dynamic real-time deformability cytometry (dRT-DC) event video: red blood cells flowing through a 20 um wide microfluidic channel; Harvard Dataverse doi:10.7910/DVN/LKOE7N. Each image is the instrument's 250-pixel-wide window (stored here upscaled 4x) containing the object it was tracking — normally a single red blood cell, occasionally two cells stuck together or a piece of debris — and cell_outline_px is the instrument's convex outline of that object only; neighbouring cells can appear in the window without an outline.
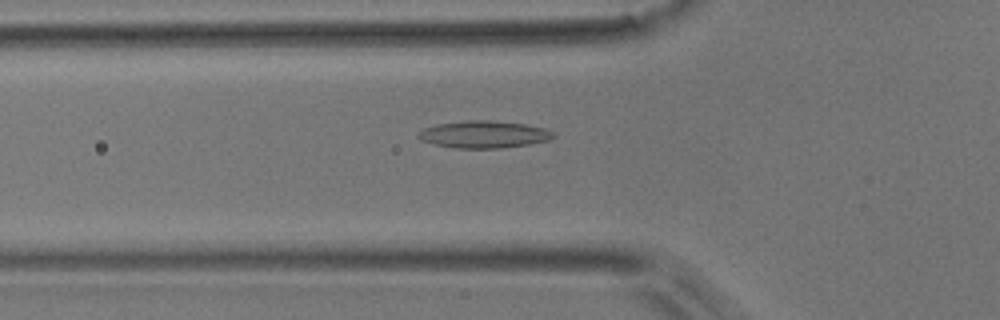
{"species": "common noctule bat (a hibernating species)", "species_latin": "Nyctalus noctula", "temperature_condition": "room temperature", "stored_images_in_passage": 53, "camera_frame_rate_fps": 3000, "um_per_image_px": 0.085, "animal": {"sex": "male", "body_mass_g": 17.9}, "frame": {"image": 1, "passage_image": 18, "time_ms": 5.667, "image_size_px": [1000, 320], "cell_outline_px": [[556, 136], [548, 140], [528, 144], [500, 148], [456, 148], [432, 144], [420, 140], [420, 132], [424, 128], [436, 124], [468, 120], [488, 120], [524, 124], [544, 128], [552, 132]], "centroid_in_image_um": [41.12, 11.42], "position_along_channel_um": 84.7, "area_um2": 21.15}}
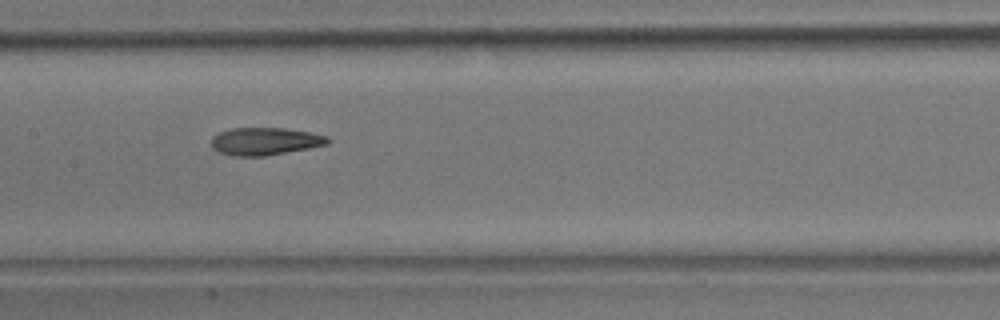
{"frame": {"image": 2, "passage_image": 26, "time_ms": 8.333, "image_size_px": [1000, 320], "cell_outline_px": [[332, 140], [328, 144], [308, 148], [264, 156], [232, 156], [216, 152], [212, 148], [212, 136], [220, 132], [232, 128], [284, 128], [312, 132], [328, 136]], "centroid_in_image_um": [22.53, 12.01], "position_along_channel_um": 184.9, "area_um2": 18.84}}
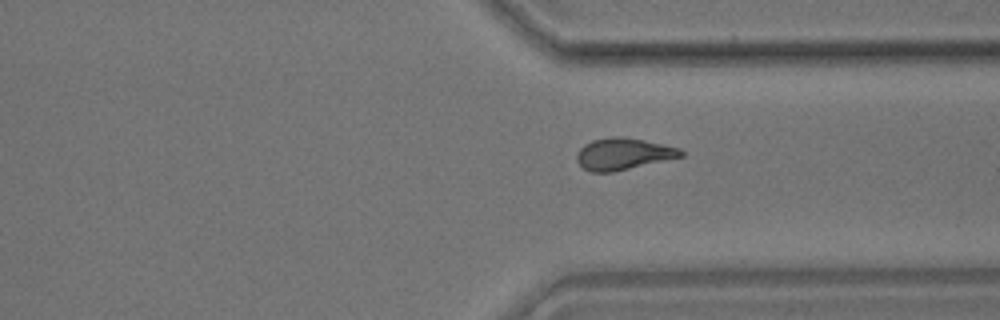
{"frame": {"image": 3, "passage_image": 40, "time_ms": 13.0, "image_size_px": [1000, 320], "cell_outline_px": [[684, 156], [612, 172], [592, 172], [584, 168], [576, 160], [576, 156], [580, 148], [584, 144], [592, 140], [612, 136], [620, 136], [680, 148], [684, 152]], "centroid_in_image_um": [52.95, 13.08], "position_along_channel_um": 358.4, "area_um2": 18.96}, "authors_computed_cell_mechanics": {"area_um2": 19.4208, "velocity_mm_per_s": 3.7216, "shape_relaxation_time_tau1_ms": 9.3609, "shape_relaxation_time_tau2_ms": 3.6924, "deformation_change_tau1": 0.234, "deformation_change_tau2": 0.1234}}